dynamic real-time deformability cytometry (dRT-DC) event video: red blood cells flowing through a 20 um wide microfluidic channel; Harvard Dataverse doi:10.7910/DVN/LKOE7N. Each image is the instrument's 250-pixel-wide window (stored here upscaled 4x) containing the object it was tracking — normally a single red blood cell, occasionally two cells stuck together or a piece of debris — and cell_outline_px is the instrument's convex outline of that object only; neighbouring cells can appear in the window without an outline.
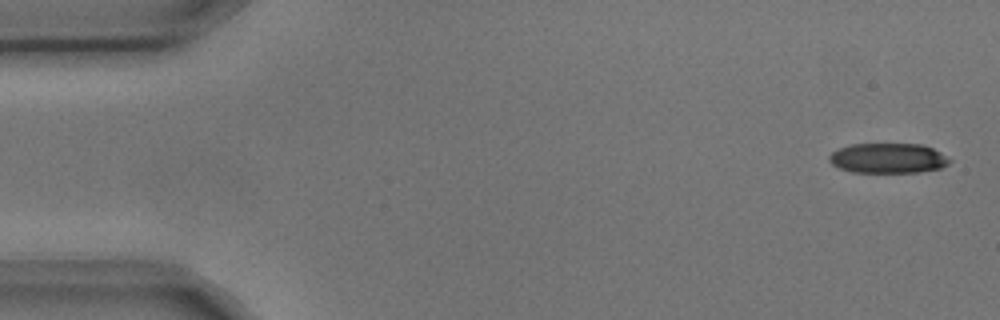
{"species": "common noctule bat (a hibernating species)", "species_latin": "Nyctalus noctula", "temperature_condition": "cold", "stored_images_in_passage": 10, "camera_frame_rate_fps": 3000, "um_per_image_px": 0.085, "animal": {"sex": "male", "body_mass_g": 17.9, "forearm_length_mm": 54.2}, "frame": {"image": 1, "passage_image": 1, "time_ms": 0.0, "image_size_px": [1000, 320], "cell_outline_px": [[952, 160], [948, 164], [940, 168], [920, 172], [852, 172], [840, 168], [832, 164], [828, 160], [828, 156], [832, 152], [840, 148], [852, 144], [924, 144], [940, 152]], "centroid_in_image_um": [75.49, 13.44], "position_along_channel_um": 9.5, "area_um2": 21.04}}
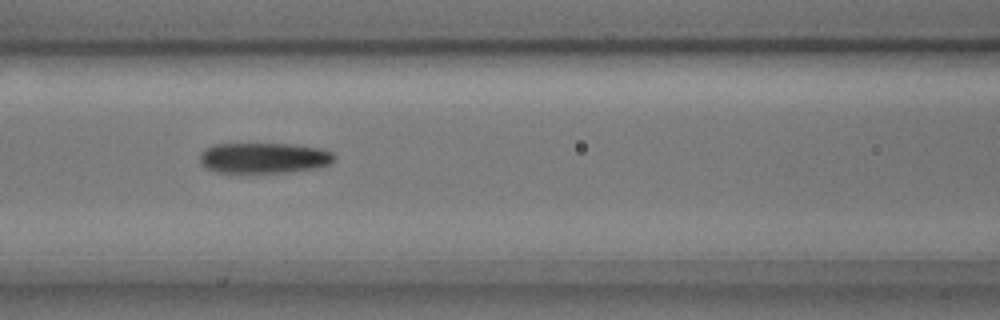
{"frame": {"image": 2, "passage_image": 7, "time_ms": 2.0, "image_size_px": [1000, 320], "cell_outline_px": [[336, 156], [328, 164], [312, 168], [284, 172], [216, 172], [208, 168], [200, 160], [200, 152], [216, 144], [292, 144], [324, 148], [332, 152]], "centroid_in_image_um": [22.45, 13.41], "position_along_channel_um": 144.1, "area_um2": 23.58}}
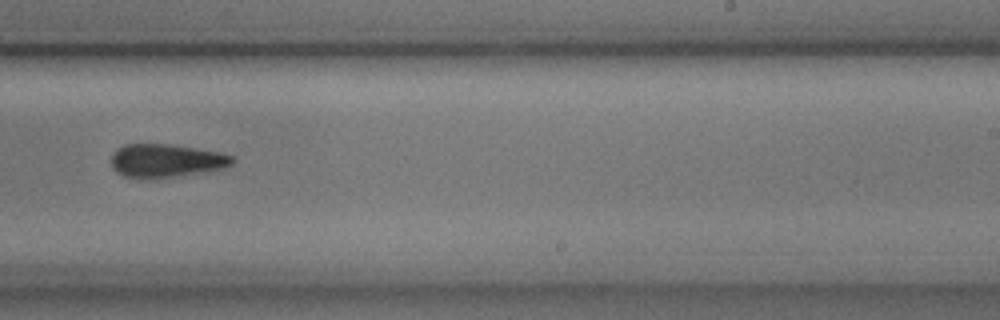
{"frame": {"image": 3, "passage_image": 10, "time_ms": 3.0, "image_size_px": [1000, 320], "cell_outline_px": [[236, 160], [232, 164], [224, 168], [172, 176], [124, 176], [116, 172], [112, 168], [112, 152], [116, 148], [124, 144], [172, 144], [216, 152], [232, 156]], "centroid_in_image_um": [14.09, 13.61], "position_along_channel_um": 274.9, "area_um2": 22.77}}